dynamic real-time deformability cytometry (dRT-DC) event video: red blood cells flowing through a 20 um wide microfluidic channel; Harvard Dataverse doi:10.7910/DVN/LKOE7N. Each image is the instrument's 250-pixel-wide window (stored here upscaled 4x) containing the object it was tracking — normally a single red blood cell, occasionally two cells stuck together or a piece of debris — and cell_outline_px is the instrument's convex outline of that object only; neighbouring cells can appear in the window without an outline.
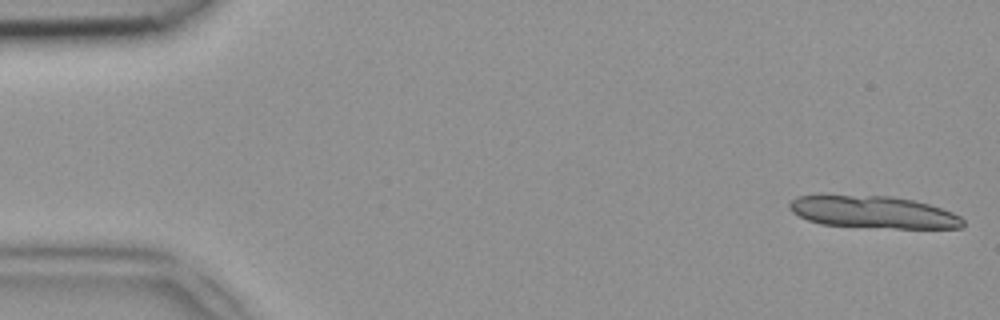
{"species": "common noctule bat (a hibernating species)", "species_latin": "Nyctalus noctula", "temperature_condition": "room temperature", "stored_images_in_passage": 12, "camera_frame_rate_fps": 3000, "um_per_image_px": 0.085, "animal": {"sex": "female", "body_mass_g": 18.4}, "frame": {"image": 1, "passage_image": 1, "time_ms": 0.0, "image_size_px": [1000, 320], "cell_outline_px": [[964, 224], [960, 228], [896, 228], [820, 224], [808, 220], [792, 212], [788, 208], [788, 204], [796, 196], [820, 192], [824, 192], [892, 196], [912, 200], [928, 204], [952, 212], [960, 216], [964, 220]], "centroid_in_image_um": [74.11, 17.97], "position_along_channel_um": 10.9, "area_um2": 33.58}}